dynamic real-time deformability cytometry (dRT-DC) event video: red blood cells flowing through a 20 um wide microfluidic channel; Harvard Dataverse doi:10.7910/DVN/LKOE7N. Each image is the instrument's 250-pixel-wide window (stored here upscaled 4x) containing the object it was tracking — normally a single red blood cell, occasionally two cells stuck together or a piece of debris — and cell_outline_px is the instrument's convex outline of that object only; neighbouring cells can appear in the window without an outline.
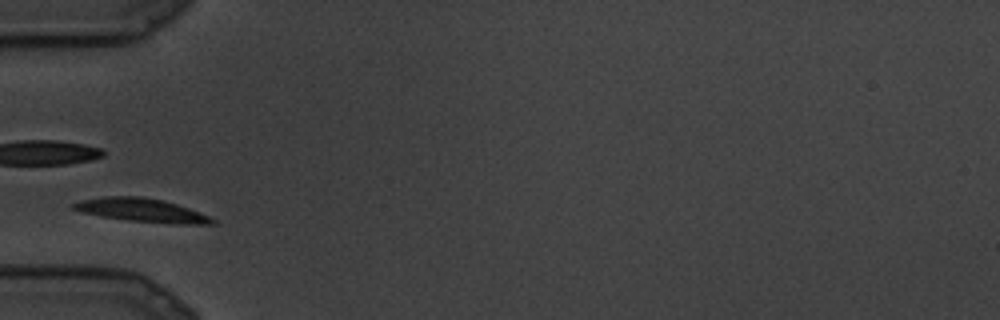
{"species": "common noctule bat (a hibernating species)", "species_latin": "Nyctalus noctula", "temperature_condition": "cold", "stored_images_in_passage": 5, "camera_frame_rate_fps": 3000, "um_per_image_px": 0.085, "animal": {"sex": "male", "body_mass_g": 19.5, "forearm_length_mm": 54.6}, "frame": {"image": 1, "passage_image": 2, "time_ms": 0.333, "image_size_px": [1000, 320], "cell_outline_px": [[216, 224], [184, 224], [128, 220], [100, 216], [80, 212], [72, 208], [72, 204], [80, 200], [104, 196], [140, 196], [164, 200], [200, 212], [216, 220]], "centroid_in_image_um": [12.02, 17.86], "position_along_channel_um": 73.0, "area_um2": 18.9}}